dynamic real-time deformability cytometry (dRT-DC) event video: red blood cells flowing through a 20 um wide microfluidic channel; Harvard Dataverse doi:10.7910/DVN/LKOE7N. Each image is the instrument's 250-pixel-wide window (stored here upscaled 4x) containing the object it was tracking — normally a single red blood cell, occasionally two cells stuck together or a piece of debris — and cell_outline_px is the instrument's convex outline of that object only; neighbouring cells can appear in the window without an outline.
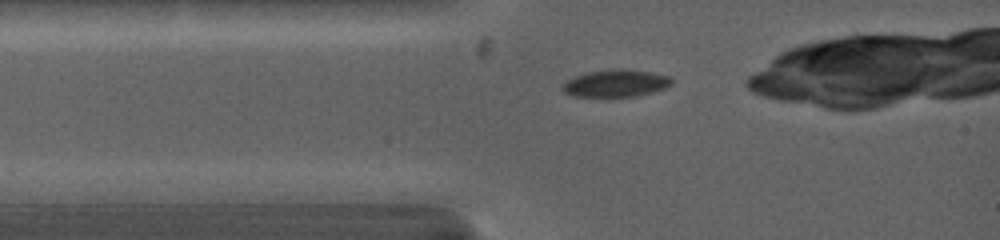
{"species": "common noctule bat (a hibernating species)", "species_latin": "Nyctalus noctula", "temperature_condition": "warm", "stored_images_in_passage": 9, "camera_frame_rate_fps": 5000, "um_per_image_px": 0.085, "animal": {"sex": "female", "body_mass_g": 19.0, "forearm_length_mm": 53.3}, "frame": {"image": 1, "passage_image": 1, "time_ms": 0.0, "image_size_px": [1000, 240], "cell_outline_px": [[672, 84], [664, 88], [652, 92], [636, 96], [572, 96], [564, 92], [560, 88], [572, 76], [584, 72], [620, 68], [624, 68], [652, 72], [672, 76]], "centroid_in_image_um": [52.34, 7.06], "position_along_channel_um": 32.7, "area_um2": 17.51}}
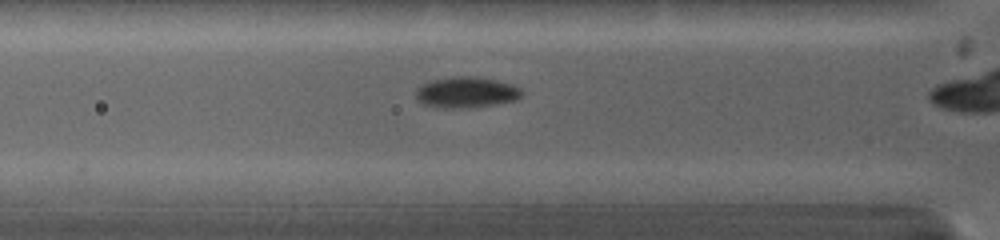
{"frame": {"image": 2, "passage_image": 5, "time_ms": 1.4, "image_size_px": [1000, 240], "cell_outline_px": [[524, 96], [516, 100], [496, 104], [468, 108], [444, 108], [424, 104], [416, 100], [416, 88], [432, 80], [452, 76], [476, 76], [496, 80], [512, 84], [520, 88], [524, 92]], "centroid_in_image_um": [39.67, 7.85], "position_along_channel_um": 86.1, "area_um2": 19.31}}